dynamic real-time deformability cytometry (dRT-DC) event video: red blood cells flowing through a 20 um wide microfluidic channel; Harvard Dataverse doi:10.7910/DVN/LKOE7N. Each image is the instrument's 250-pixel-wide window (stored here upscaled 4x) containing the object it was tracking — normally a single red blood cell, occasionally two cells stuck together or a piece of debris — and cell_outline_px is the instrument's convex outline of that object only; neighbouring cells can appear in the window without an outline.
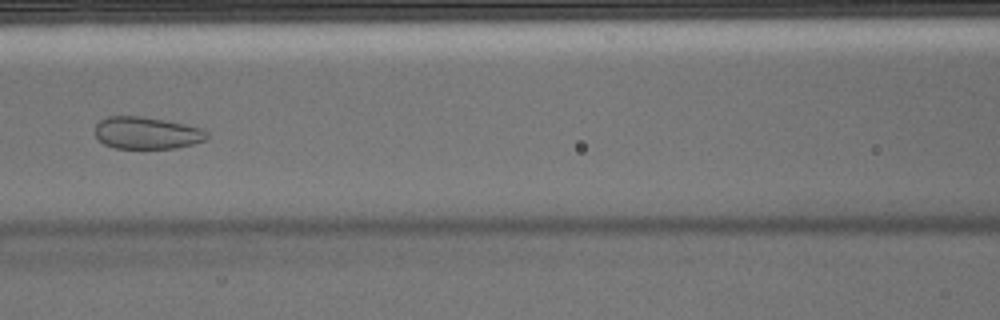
{"species": "Egyptian fruit bat (a non-hibernating species)", "species_latin": "Rousettus aegyptiacus", "temperature_condition": "warm", "stored_images_in_passage": 6, "camera_frame_rate_fps": 3000, "um_per_image_px": 0.085, "animal": {"sex": "male"}, "frame": {"image": 1, "passage_image": 6, "time_ms": 1.667, "image_size_px": [1000, 320], "cell_outline_px": [[208, 136], [204, 140], [192, 144], [176, 148], [116, 148], [104, 144], [96, 136], [96, 124], [100, 120], [108, 116], [144, 116], [204, 128], [208, 132]], "centroid_in_image_um": [12.49, 11.29], "position_along_channel_um": 154.1, "area_um2": 20.92}}